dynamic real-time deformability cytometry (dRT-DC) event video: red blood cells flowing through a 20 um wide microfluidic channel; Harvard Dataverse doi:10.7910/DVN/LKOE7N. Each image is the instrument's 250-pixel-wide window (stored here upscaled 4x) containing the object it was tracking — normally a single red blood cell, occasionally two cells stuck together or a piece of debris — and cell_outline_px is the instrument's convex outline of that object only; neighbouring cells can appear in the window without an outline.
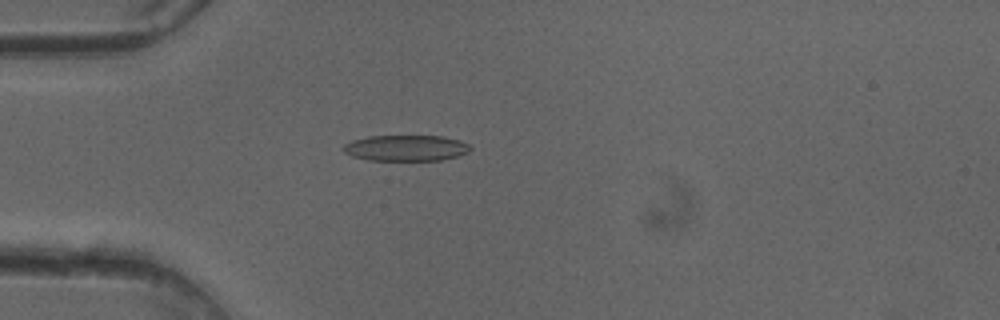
{"species": "common noctule bat (a hibernating species)", "species_latin": "Nyctalus noctula", "temperature_condition": "cold", "stored_images_in_passage": 37, "camera_frame_rate_fps": 3000, "um_per_image_px": 0.085, "animal": {"sex": "female"}, "frame": {"image": 1, "passage_image": 14, "time_ms": 4.333, "image_size_px": [1000, 320], "cell_outline_px": [[472, 148], [468, 152], [460, 156], [440, 160], [368, 160], [352, 156], [344, 152], [340, 148], [344, 144], [352, 140], [368, 136], [444, 136], [460, 140], [472, 144]], "centroid_in_image_um": [34.53, 12.58], "position_along_channel_um": 50.5, "area_um2": 19.48}}
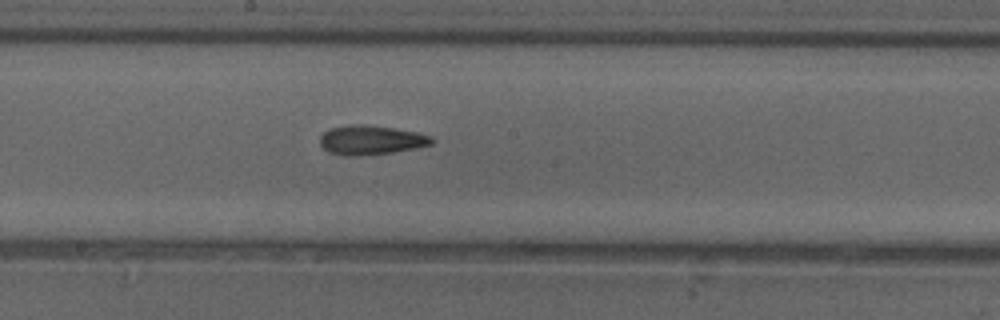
{"frame": {"image": 2, "passage_image": 27, "time_ms": 8.667, "image_size_px": [1000, 320], "cell_outline_px": [[436, 140], [432, 144], [416, 148], [392, 152], [356, 156], [344, 156], [328, 152], [320, 144], [320, 136], [328, 128], [352, 124], [364, 124], [396, 128], [416, 132], [432, 136]], "centroid_in_image_um": [31.53, 11.89], "position_along_channel_um": 216.7, "area_um2": 19.31}}
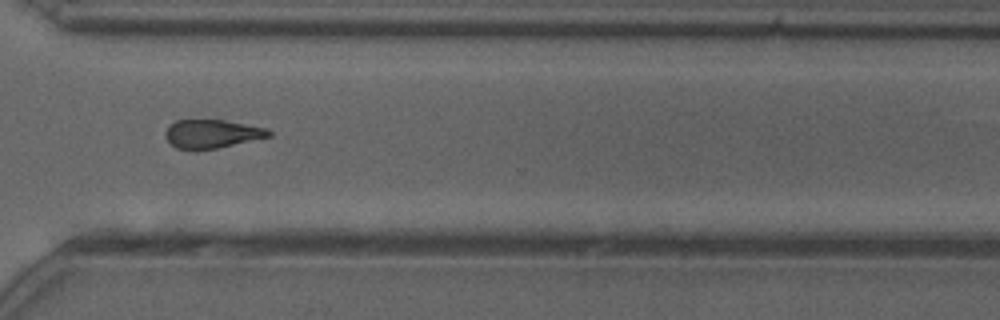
{"frame": {"image": 3, "passage_image": 37, "time_ms": 12.0, "image_size_px": [1000, 320], "cell_outline_px": [[272, 136], [216, 148], [196, 152], [176, 148], [164, 136], [164, 132], [176, 120], [224, 120], [268, 128], [272, 132]], "centroid_in_image_um": [18.01, 11.4], "position_along_channel_um": 352.6, "area_um2": 17.4}}